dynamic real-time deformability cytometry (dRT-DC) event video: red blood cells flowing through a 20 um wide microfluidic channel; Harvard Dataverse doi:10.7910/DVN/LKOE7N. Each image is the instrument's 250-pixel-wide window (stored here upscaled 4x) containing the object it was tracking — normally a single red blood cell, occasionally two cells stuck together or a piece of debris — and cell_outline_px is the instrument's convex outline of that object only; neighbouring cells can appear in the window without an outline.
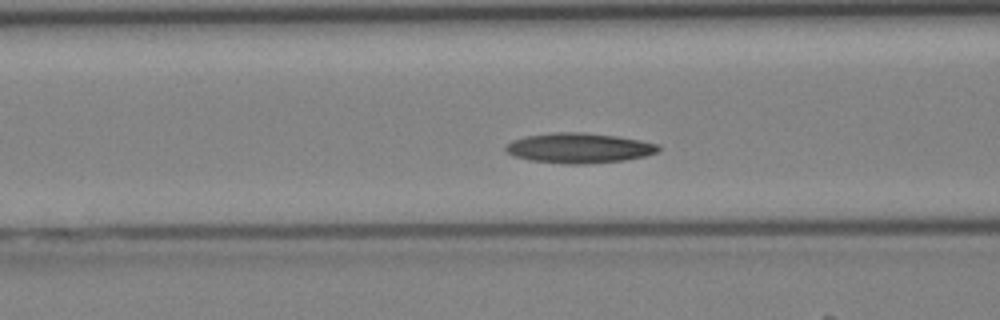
{"species": "Egyptian fruit bat (a non-hibernating species)", "species_latin": "Rousettus aegyptiacus", "temperature_condition": "cold", "stored_images_in_passage": 41, "camera_frame_rate_fps": 3000, "um_per_image_px": 0.085, "animal": {"sex": "female"}, "frame": {"image": 1, "passage_image": 16, "time_ms": 5.0, "image_size_px": [1000, 320], "cell_outline_px": [[660, 148], [656, 152], [644, 156], [624, 160], [584, 164], [564, 164], [528, 160], [516, 156], [508, 152], [504, 148], [512, 140], [524, 136], [552, 132], [584, 132], [616, 136], [640, 140], [660, 144]], "centroid_in_image_um": [49.21, 12.57], "position_along_channel_um": 117.4, "area_um2": 26.76}}
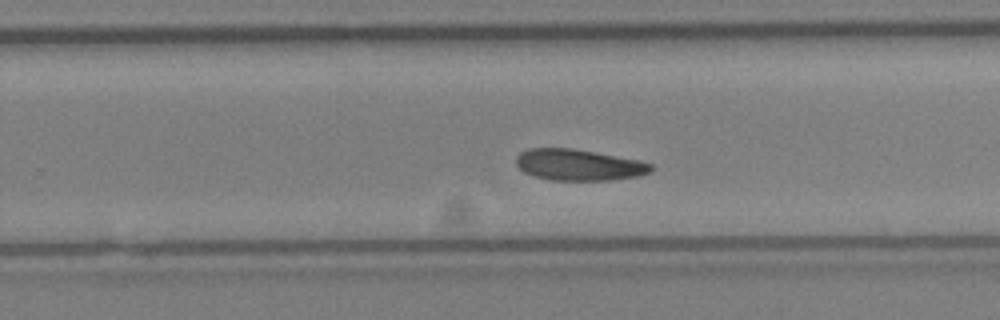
{"frame": {"image": 2, "passage_image": 26, "time_ms": 8.333, "image_size_px": [1000, 320], "cell_outline_px": [[656, 168], [652, 172], [640, 176], [608, 180], [552, 180], [536, 176], [524, 172], [516, 164], [516, 156], [520, 152], [528, 148], [572, 148], [640, 160], [652, 164]], "centroid_in_image_um": [49.23, 14.01], "position_along_channel_um": 280.6, "area_um2": 24.68}}
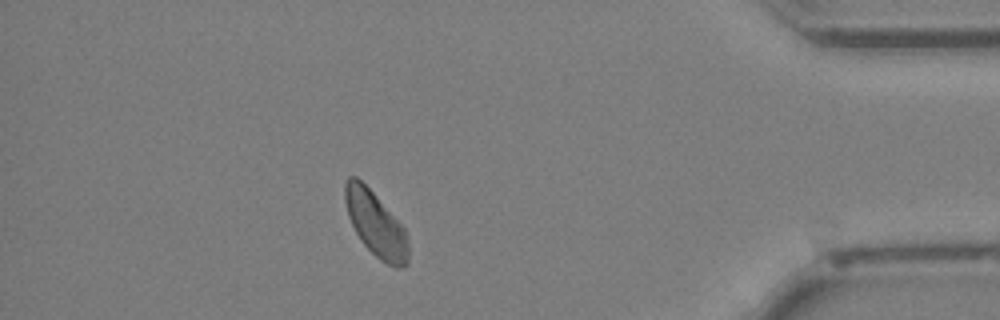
{"frame": {"image": 3, "passage_image": 36, "time_ms": 11.667, "image_size_px": [1000, 320], "cell_outline_px": [[408, 264], [400, 268], [396, 268], [380, 260], [360, 240], [348, 216], [344, 200], [344, 184], [348, 176], [356, 176], [372, 192], [404, 228], [408, 244]], "centroid_in_image_um": [31.91, 19.05], "position_along_channel_um": 403.3, "area_um2": 23.52}}